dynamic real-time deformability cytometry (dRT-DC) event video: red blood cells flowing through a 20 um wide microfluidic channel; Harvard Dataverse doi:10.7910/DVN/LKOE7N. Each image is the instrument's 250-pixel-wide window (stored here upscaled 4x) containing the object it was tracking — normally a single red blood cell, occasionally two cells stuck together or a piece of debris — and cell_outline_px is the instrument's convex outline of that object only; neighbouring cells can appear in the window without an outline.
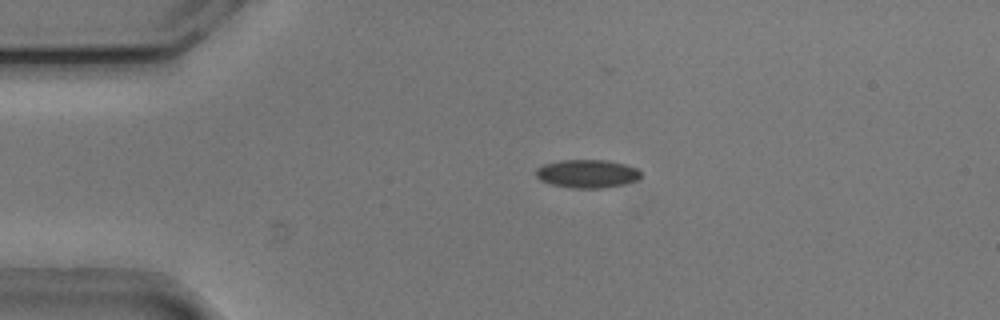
{"species": "common noctule bat (a hibernating species)", "species_latin": "Nyctalus noctula", "temperature_condition": "cold", "stored_images_in_passage": 38, "camera_frame_rate_fps": 3000, "um_per_image_px": 0.085, "animal": {"sex": "male", "body_mass_g": 20.5, "forearm_length_mm": 52.5}, "frame": {"image": 1, "passage_image": 4, "time_ms": 1.0, "image_size_px": [1000, 320], "cell_outline_px": [[640, 176], [636, 180], [624, 184], [604, 188], [572, 188], [552, 184], [540, 180], [536, 176], [536, 168], [544, 164], [560, 160], [604, 160], [624, 164], [636, 168], [640, 172]], "centroid_in_image_um": [49.88, 14.76], "position_along_channel_um": 35.1, "area_um2": 17.17}}
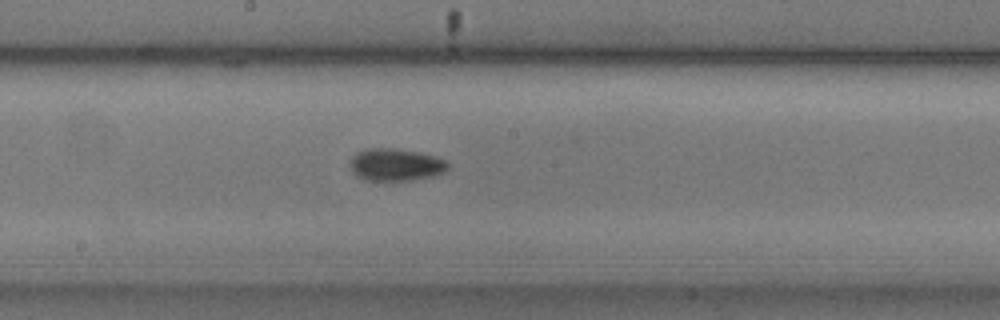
{"frame": {"image": 2, "passage_image": 21, "time_ms": 6.667, "image_size_px": [1000, 320], "cell_outline_px": [[448, 168], [444, 172], [436, 176], [412, 180], [364, 180], [356, 176], [352, 172], [352, 156], [356, 152], [368, 148], [396, 148], [436, 156], [444, 160], [448, 164]], "centroid_in_image_um": [33.64, 14.0], "position_along_channel_um": 214.6, "area_um2": 18.44}}
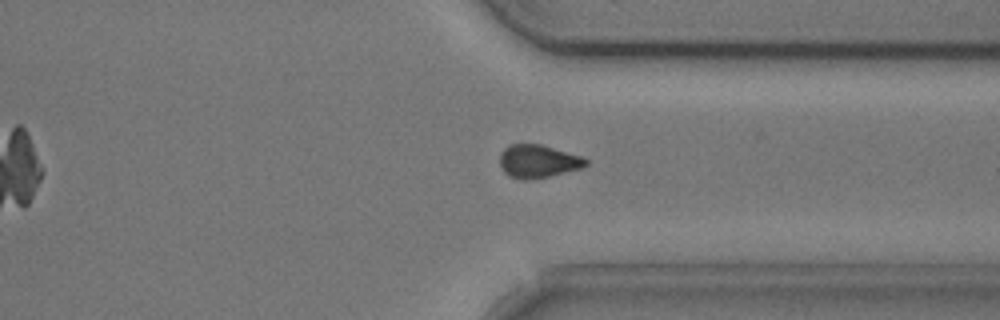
{"frame": {"image": 3, "passage_image": 33, "time_ms": 10.667, "image_size_px": [1000, 320], "cell_outline_px": [[588, 164], [584, 168], [548, 176], [528, 180], [520, 180], [508, 176], [504, 172], [500, 164], [500, 156], [504, 148], [508, 144], [540, 144], [584, 156], [588, 160]], "centroid_in_image_um": [45.76, 13.71], "position_along_channel_um": 365.6, "area_um2": 16.82}, "authors_computed_cell_mechanics": {"area_um2": 17.7157, "velocity_mm_per_s": 3.7968, "shape_relaxation_time_tau1_ms": 2.8125, "shape_relaxation_time_tau2_ms": null, "deformation_change_tau1": 0.0827, "deformation_change_tau2": null}}